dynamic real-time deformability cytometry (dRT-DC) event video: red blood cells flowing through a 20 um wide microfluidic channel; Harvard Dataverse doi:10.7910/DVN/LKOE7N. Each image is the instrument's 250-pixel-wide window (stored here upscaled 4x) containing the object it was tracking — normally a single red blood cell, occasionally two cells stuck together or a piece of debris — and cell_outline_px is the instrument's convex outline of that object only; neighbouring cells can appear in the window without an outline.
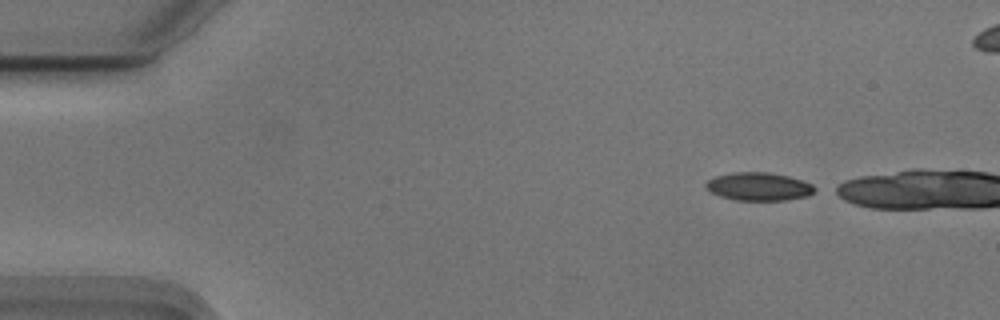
{"species": "Egyptian fruit bat (a non-hibernating species)", "species_latin": "Rousettus aegyptiacus", "temperature_condition": "cold", "stored_images_in_passage": 5, "camera_frame_rate_fps": 3000, "um_per_image_px": 0.085, "animal": {"sex": "male"}, "frame": {"image": 1, "passage_image": 1, "time_ms": 0.0, "image_size_px": [1000, 320], "cell_outline_px": [[820, 188], [808, 196], [784, 200], [736, 200], [720, 196], [712, 192], [704, 184], [708, 180], [716, 176], [732, 172], [768, 172], [788, 176], [812, 184]], "centroid_in_image_um": [64.53, 15.85], "position_along_channel_um": 20.5, "area_um2": 17.8}}